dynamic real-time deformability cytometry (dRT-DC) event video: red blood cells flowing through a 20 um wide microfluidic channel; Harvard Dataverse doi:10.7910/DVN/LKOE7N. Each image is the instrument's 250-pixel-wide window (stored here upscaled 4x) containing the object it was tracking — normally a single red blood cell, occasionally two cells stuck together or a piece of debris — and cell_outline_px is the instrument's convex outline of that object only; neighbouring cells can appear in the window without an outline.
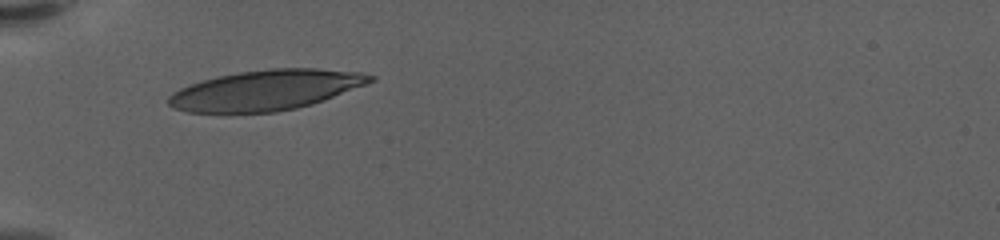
{"species": "human", "species_latin": "Homo sapiens", "temperature_condition": "warm", "stored_images_in_passage": 32, "camera_frame_rate_fps": 3000, "um_per_image_px": 0.085, "donor": {"sex": "female"}, "frame": {"image": 1, "passage_image": 1, "time_ms": 0.0, "image_size_px": [1000, 240], "cell_outline_px": [[376, 80], [324, 100], [312, 104], [296, 108], [276, 112], [188, 112], [176, 108], [168, 104], [168, 96], [172, 92], [180, 88], [204, 80], [220, 76], [240, 72], [272, 68], [316, 68], [360, 72], [376, 76]], "centroid_in_image_um": [22.63, 7.65], "position_along_channel_um": 62.4, "area_um2": 46.88}}
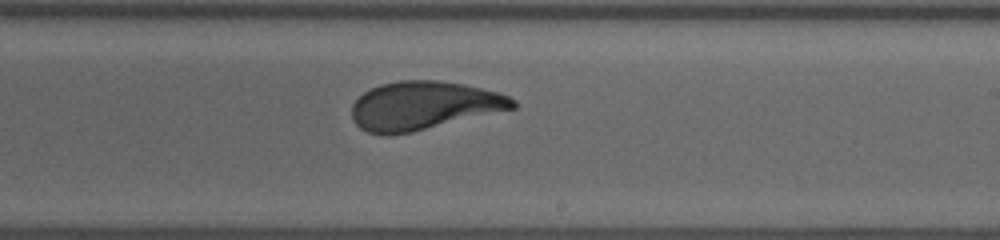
{"frame": {"image": 2, "passage_image": 18, "time_ms": 5.667, "image_size_px": [1000, 240], "cell_outline_px": [[516, 108], [412, 132], [388, 136], [368, 132], [360, 128], [352, 120], [352, 104], [364, 92], [380, 84], [400, 80], [436, 80], [464, 84], [496, 92], [508, 96], [516, 100]], "centroid_in_image_um": [35.99, 8.98], "position_along_channel_um": 253.0, "area_um2": 45.37}}
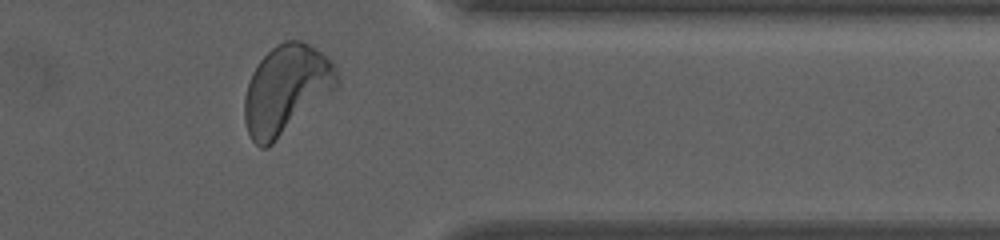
{"frame": {"image": 3, "passage_image": 30, "time_ms": 9.667, "image_size_px": [1000, 240], "cell_outline_px": [[340, 80], [336, 88], [268, 148], [260, 148], [252, 140], [248, 132], [244, 120], [244, 96], [252, 72], [260, 60], [276, 44], [284, 40], [300, 40], [308, 44], [332, 60], [336, 64]], "centroid_in_image_um": [24.33, 7.6], "position_along_channel_um": 387.1, "area_um2": 47.8}, "authors_computed_cell_mechanics": {"area_um2": 45.8932, "velocity_mm_per_s": 3.5263, "shape_relaxation_time_tau1_ms": 3.7623, "shape_relaxation_time_tau2_ms": null, "deformation_change_tau1": 0.2013, "deformation_change_tau2": null}}